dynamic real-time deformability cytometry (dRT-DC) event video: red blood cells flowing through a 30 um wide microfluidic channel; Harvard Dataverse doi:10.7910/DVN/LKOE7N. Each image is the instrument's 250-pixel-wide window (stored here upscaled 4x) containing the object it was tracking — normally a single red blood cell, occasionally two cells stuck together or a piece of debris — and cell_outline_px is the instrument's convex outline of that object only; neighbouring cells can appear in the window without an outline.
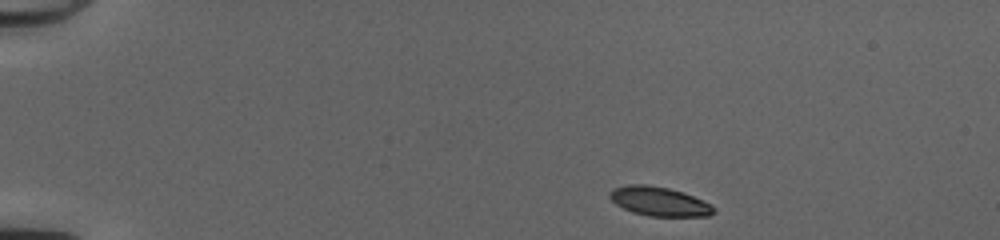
{"species": "common noctule bat (a hibernating species)", "species_latin": "Nyctalus noctula", "temperature_condition": "cold", "stored_images_in_passage": 43, "camera_frame_rate_fps": 3000, "um_per_image_px": 0.085, "animal": {"sex": "female", "body_mass_g": 20.0, "forearm_length_mm": 54.0}, "frame": {"image": 1, "passage_image": 1, "time_ms": 0.0, "image_size_px": [1000, 240], "cell_outline_px": [[716, 212], [708, 216], [648, 216], [632, 212], [616, 204], [608, 196], [608, 192], [612, 188], [628, 184], [648, 184], [668, 188], [684, 192], [712, 204], [716, 208]], "centroid_in_image_um": [56.04, 17.11], "position_along_channel_um": 29.0, "area_um2": 17.92}}
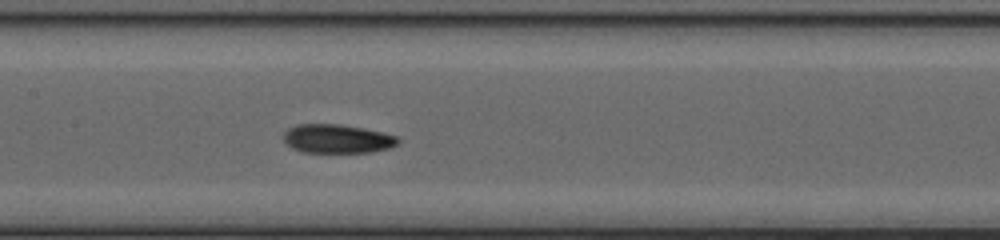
{"frame": {"image": 2, "passage_image": 19, "time_ms": 6.0, "image_size_px": [1000, 240], "cell_outline_px": [[400, 140], [396, 144], [388, 148], [372, 152], [304, 152], [292, 148], [284, 140], [284, 132], [288, 128], [296, 124], [340, 124], [364, 128], [384, 132], [396, 136]], "centroid_in_image_um": [28.66, 11.78], "position_along_channel_um": 178.7, "area_um2": 19.19}}
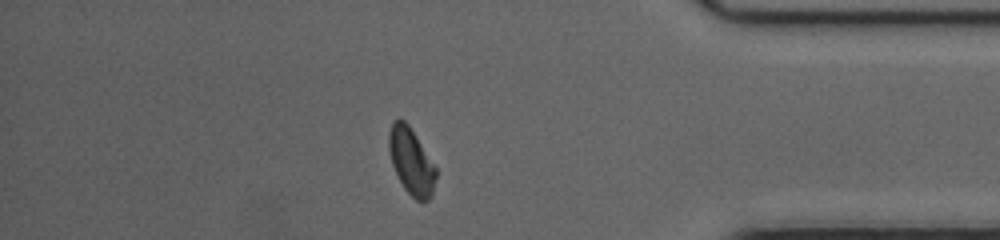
{"frame": {"image": 3, "passage_image": 37, "time_ms": 12.0, "image_size_px": [1000, 240], "cell_outline_px": [[436, 176], [432, 196], [428, 200], [416, 200], [404, 188], [392, 164], [388, 148], [388, 132], [392, 120], [400, 116], [408, 124], [436, 168]], "centroid_in_image_um": [34.93, 13.67], "position_along_channel_um": 400.3, "area_um2": 18.09}, "authors_computed_cell_mechanics": {"area_um2": 18.8428, "velocity_mm_per_s": 4.0817, "shape_relaxation_time_tau1_ms": 5.1767, "shape_relaxation_time_tau2_ms": 3.1734, "deformation_change_tau1": 0.1849, "deformation_change_tau2": 0.0904}}